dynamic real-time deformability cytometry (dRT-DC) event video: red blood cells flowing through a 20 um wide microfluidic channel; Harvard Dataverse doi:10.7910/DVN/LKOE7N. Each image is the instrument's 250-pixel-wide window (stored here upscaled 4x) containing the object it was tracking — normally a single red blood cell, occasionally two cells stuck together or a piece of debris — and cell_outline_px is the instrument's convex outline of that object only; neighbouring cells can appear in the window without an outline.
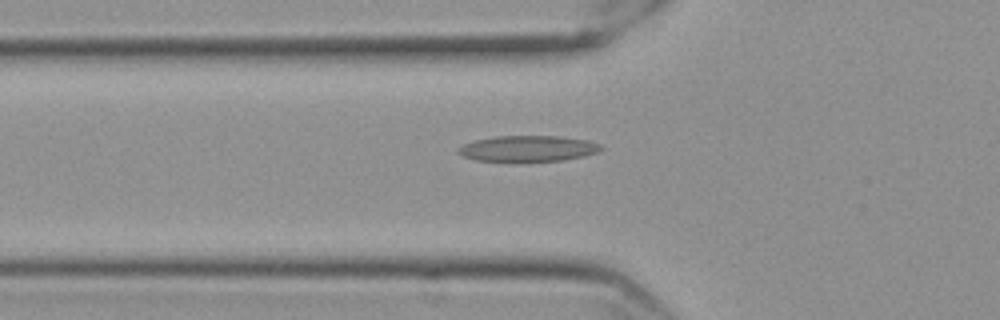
{"species": "Egyptian fruit bat (a non-hibernating species)", "species_latin": "Rousettus aegyptiacus", "temperature_condition": "cold", "stored_images_in_passage": 39, "camera_frame_rate_fps": 3000, "um_per_image_px": 0.085, "frame": {"image": 1, "passage_image": 2, "time_ms": 0.333, "image_size_px": [1000, 320], "cell_outline_px": [[604, 148], [596, 152], [584, 156], [564, 160], [512, 164], [476, 160], [464, 156], [456, 152], [456, 148], [464, 144], [476, 140], [496, 136], [560, 136], [588, 140], [600, 144]], "centroid_in_image_um": [44.84, 12.67], "position_along_channel_um": 81.0, "area_um2": 22.43}}
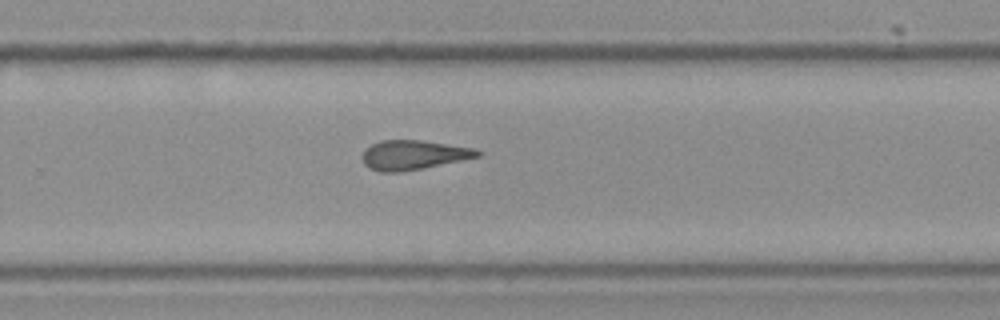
{"frame": {"image": 2, "passage_image": 20, "time_ms": 6.333, "image_size_px": [1000, 320], "cell_outline_px": [[480, 156], [420, 168], [396, 172], [380, 172], [368, 168], [364, 164], [360, 156], [364, 148], [380, 140], [420, 140], [476, 148], [480, 152]], "centroid_in_image_um": [35.06, 13.16], "position_along_channel_um": 294.7, "area_um2": 19.65}}
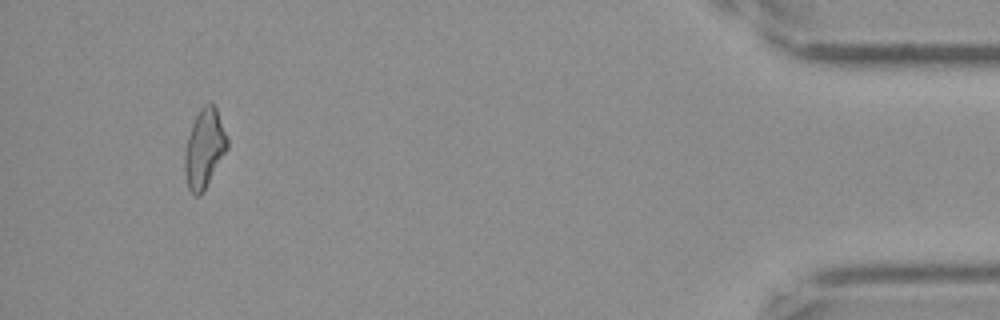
{"frame": {"image": 3, "passage_image": 36, "time_ms": 11.667, "image_size_px": [1000, 320], "cell_outline_px": [[228, 148], [200, 196], [196, 196], [188, 188], [184, 172], [184, 156], [188, 136], [192, 124], [200, 108], [204, 104], [212, 100], [216, 108], [228, 140]], "centroid_in_image_um": [17.36, 12.59], "position_along_channel_um": 417.8, "area_um2": 19.36}, "authors_computed_cell_mechanics": {"area_um2": 19.652, "velocity_mm_per_s": 3.5501, "shape_relaxation_time_tau1_ms": null, "shape_relaxation_time_tau2_ms": 5.7234, "deformation_change_tau1": null, "deformation_change_tau2": 0.1716}}